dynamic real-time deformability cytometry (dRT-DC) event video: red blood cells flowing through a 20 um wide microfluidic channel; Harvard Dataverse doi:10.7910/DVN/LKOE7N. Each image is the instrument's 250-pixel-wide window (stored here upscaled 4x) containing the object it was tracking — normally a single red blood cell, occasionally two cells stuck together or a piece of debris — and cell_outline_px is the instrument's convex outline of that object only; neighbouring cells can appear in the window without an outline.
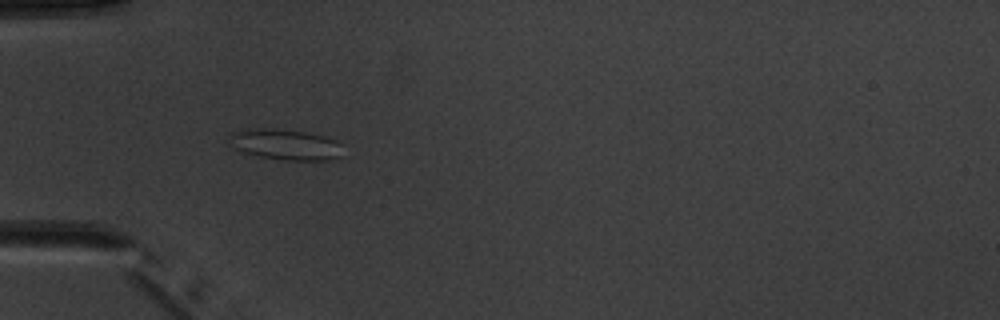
{"species": "common noctule bat (a hibernating species)", "species_latin": "Nyctalus noctula", "temperature_condition": "warm", "stored_images_in_passage": 7, "camera_frame_rate_fps": 3000, "um_per_image_px": 0.085, "animal": {"sex": "male", "body_mass_g": 20.1, "forearm_length_mm": 53.5}, "frame": {"image": 1, "passage_image": 4, "time_ms": 3.333, "image_size_px": [1000, 320], "cell_outline_px": [[344, 156], [328, 160], [284, 160], [256, 156], [244, 152], [236, 148], [232, 136], [232, 132], [248, 128], [264, 128], [304, 132], [324, 136], [336, 140], [340, 144]], "centroid_in_image_um": [24.35, 12.3], "position_along_channel_um": 60.7, "area_um2": 20.06}}
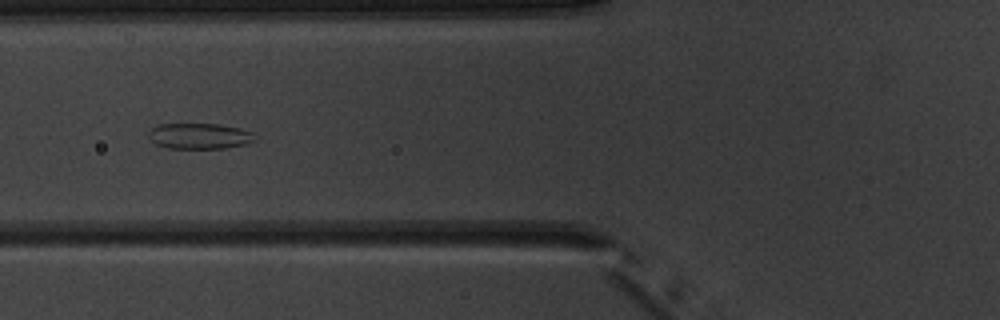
{"frame": {"image": 2, "passage_image": 5, "time_ms": 4.667, "image_size_px": [1000, 320], "cell_outline_px": [[256, 140], [244, 144], [224, 148], [168, 148], [156, 144], [148, 136], [148, 132], [152, 128], [160, 124], [220, 124], [240, 128], [252, 132]], "centroid_in_image_um": [16.95, 11.56], "position_along_channel_um": 108.8, "area_um2": 15.84}}
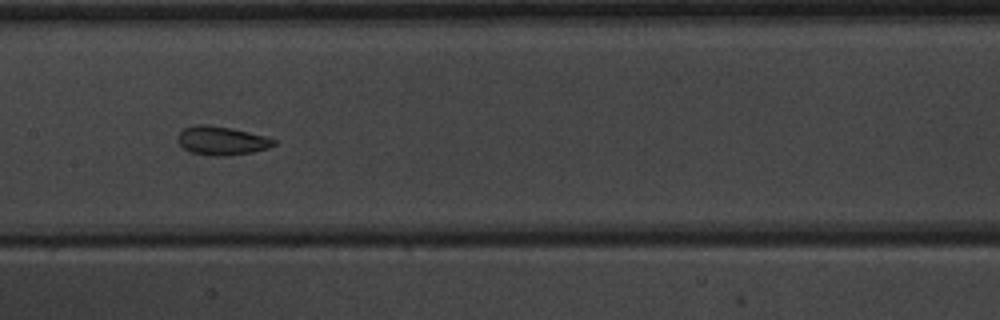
{"frame": {"image": 3, "passage_image": 7, "time_ms": 6.667, "image_size_px": [1000, 320], "cell_outline_px": [[276, 144], [268, 148], [252, 152], [224, 156], [212, 156], [192, 152], [184, 148], [176, 140], [176, 136], [184, 128], [196, 124], [208, 124], [232, 128], [268, 136], [276, 140]], "centroid_in_image_um": [18.85, 11.94], "position_along_channel_um": 188.6, "area_um2": 16.24}}